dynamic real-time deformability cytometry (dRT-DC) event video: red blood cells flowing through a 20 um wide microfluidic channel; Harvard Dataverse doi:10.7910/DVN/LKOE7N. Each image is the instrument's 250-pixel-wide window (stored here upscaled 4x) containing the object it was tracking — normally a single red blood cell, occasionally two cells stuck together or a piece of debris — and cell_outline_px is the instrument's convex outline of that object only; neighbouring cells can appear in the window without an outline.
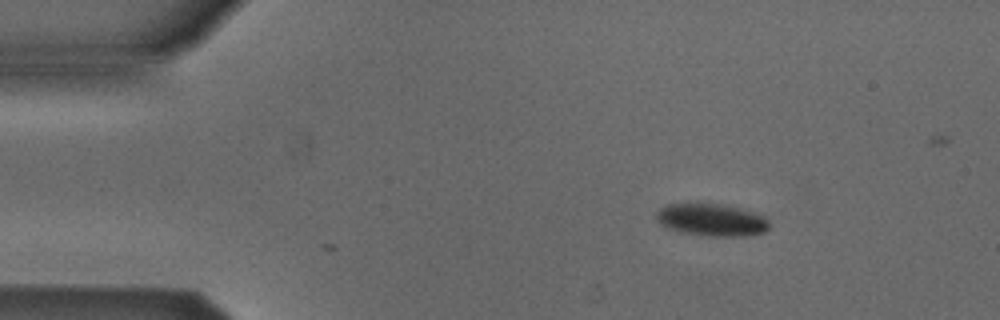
{"species": "Egyptian fruit bat (a non-hibernating species)", "species_latin": "Rousettus aegyptiacus", "temperature_condition": "cold", "stored_images_in_passage": 2, "camera_frame_rate_fps": 3000, "um_per_image_px": 0.085, "animal": {"sex": "male"}, "frame": {"image": 1, "passage_image": 1, "time_ms": 0.0, "image_size_px": [1000, 320], "cell_outline_px": [[768, 228], [764, 232], [748, 236], [708, 236], [680, 232], [668, 228], [660, 224], [656, 220], [656, 212], [660, 208], [668, 204], [724, 204], [752, 212], [764, 216], [768, 220]], "centroid_in_image_um": [60.47, 18.7], "position_along_channel_um": 24.5, "area_um2": 21.21}}